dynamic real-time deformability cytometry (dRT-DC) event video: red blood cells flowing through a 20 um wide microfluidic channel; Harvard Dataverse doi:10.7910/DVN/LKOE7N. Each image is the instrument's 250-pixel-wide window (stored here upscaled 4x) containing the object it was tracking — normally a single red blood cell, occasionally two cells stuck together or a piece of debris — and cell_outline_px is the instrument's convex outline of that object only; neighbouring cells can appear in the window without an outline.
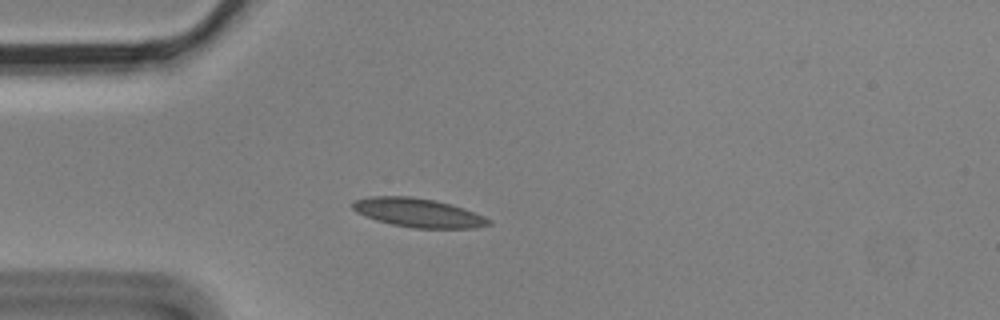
{"species": "Egyptian fruit bat (a non-hibernating species)", "species_latin": "Rousettus aegyptiacus", "temperature_condition": "cold", "stored_images_in_passage": 7, "camera_frame_rate_fps": 3000, "um_per_image_px": 0.085, "animal": {"sex": "male"}, "frame": {"image": 1, "passage_image": 3, "time_ms": 0.667, "image_size_px": [1000, 320], "cell_outline_px": [[492, 224], [476, 228], [412, 228], [392, 224], [376, 220], [364, 216], [356, 212], [352, 208], [352, 204], [356, 200], [372, 196], [412, 196], [436, 200], [464, 208], [484, 216], [492, 220]], "centroid_in_image_um": [35.57, 18.08], "position_along_channel_um": 49.4, "area_um2": 23.0}}
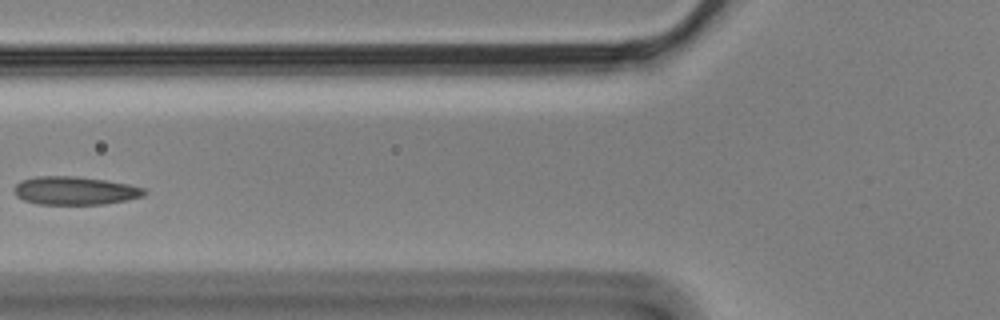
{"frame": {"image": 2, "passage_image": 5, "time_ms": 1.333, "image_size_px": [1000, 320], "cell_outline_px": [[148, 192], [144, 196], [128, 200], [104, 204], [36, 204], [24, 200], [16, 196], [16, 184], [20, 180], [36, 176], [76, 176], [104, 180], [128, 184], [144, 188]], "centroid_in_image_um": [6.39, 16.21], "position_along_channel_um": 119.4, "area_um2": 21.44}}
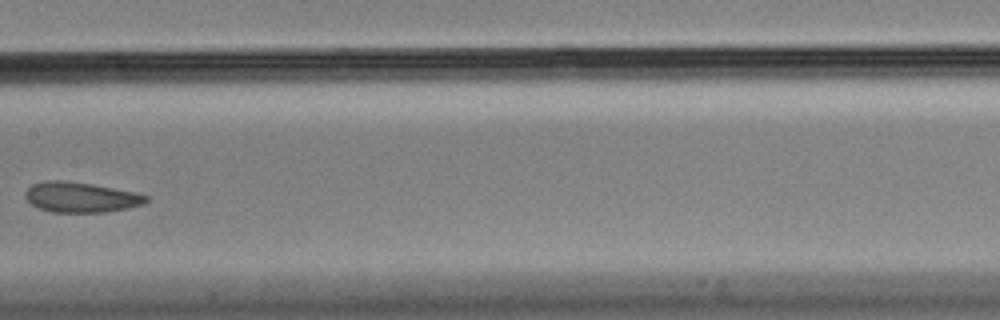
{"frame": {"image": 3, "passage_image": 7, "time_ms": 2.0, "image_size_px": [1000, 320], "cell_outline_px": [[148, 200], [144, 204], [128, 208], [104, 212], [52, 212], [36, 208], [24, 196], [24, 192], [32, 184], [44, 180], [60, 180], [92, 184], [132, 192], [148, 196]], "centroid_in_image_um": [6.82, 16.77], "position_along_channel_um": 200.6, "area_um2": 21.21}}